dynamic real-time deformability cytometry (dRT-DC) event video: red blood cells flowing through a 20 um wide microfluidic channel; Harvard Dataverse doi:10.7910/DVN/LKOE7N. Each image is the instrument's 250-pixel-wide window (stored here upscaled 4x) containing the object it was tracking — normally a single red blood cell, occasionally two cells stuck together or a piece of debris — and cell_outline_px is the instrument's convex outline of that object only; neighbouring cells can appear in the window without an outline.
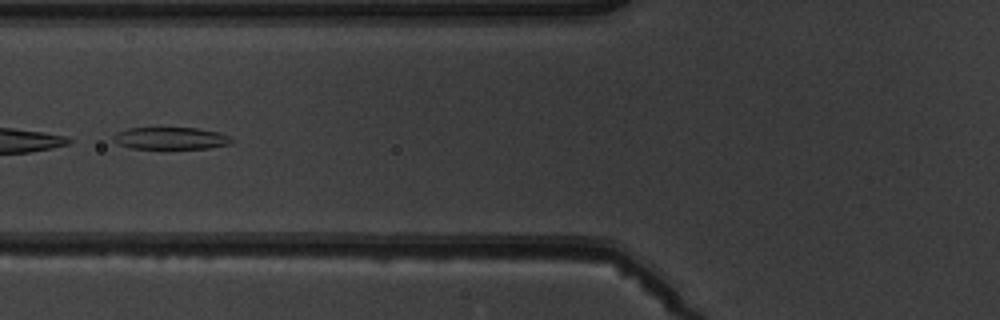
{"species": "common noctule bat (a hibernating species)", "species_latin": "Nyctalus noctula", "temperature_condition": "warm", "stored_images_in_passage": 4, "camera_frame_rate_fps": 3000, "um_per_image_px": 0.085, "animal": {"sex": "male", "body_mass_g": 19.5, "forearm_length_mm": 54.6}, "frame": {"image": 1, "passage_image": 4, "time_ms": 3.667, "image_size_px": [1000, 320], "cell_outline_px": [[232, 140], [228, 144], [208, 148], [132, 148], [116, 144], [112, 140], [112, 136], [116, 132], [128, 128], [196, 128], [216, 132], [228, 136]], "centroid_in_image_um": [14.41, 11.75], "position_along_channel_um": 111.4, "area_um2": 15.03}}